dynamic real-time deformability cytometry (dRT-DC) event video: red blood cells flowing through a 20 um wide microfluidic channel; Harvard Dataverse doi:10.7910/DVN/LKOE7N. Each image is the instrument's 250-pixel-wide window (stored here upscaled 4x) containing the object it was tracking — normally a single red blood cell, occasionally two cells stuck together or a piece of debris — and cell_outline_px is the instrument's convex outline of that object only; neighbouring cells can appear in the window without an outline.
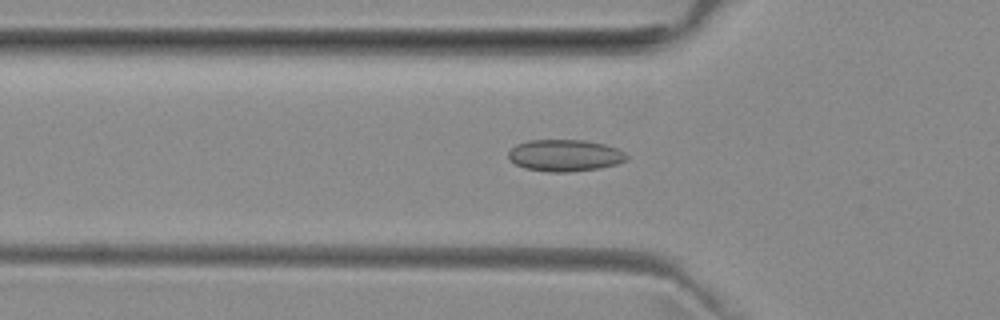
{"species": "common noctule bat (a hibernating species)", "species_latin": "Nyctalus noctula", "temperature_condition": "room temperature", "stored_images_in_passage": 52, "camera_frame_rate_fps": 3000, "um_per_image_px": 0.085, "animal": {"sex": "female", "body_mass_g": 29.2, "forearm_length_mm": 56.3}, "frame": {"image": 1, "passage_image": 17, "time_ms": 5.333, "image_size_px": [1000, 320], "cell_outline_px": [[628, 160], [616, 164], [600, 168], [568, 172], [548, 172], [524, 168], [508, 160], [508, 152], [516, 144], [528, 140], [584, 140], [604, 144], [616, 148], [624, 152], [628, 156]], "centroid_in_image_um": [48.0, 13.21], "position_along_channel_um": 77.8, "area_um2": 22.02}}
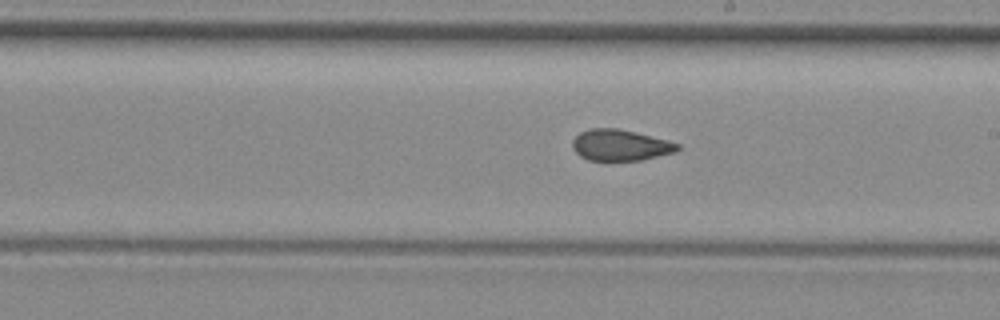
{"frame": {"image": 2, "passage_image": 29, "time_ms": 9.333, "image_size_px": [1000, 320], "cell_outline_px": [[680, 148], [676, 152], [644, 160], [588, 160], [580, 156], [572, 148], [572, 140], [580, 132], [588, 128], [616, 128], [668, 140], [680, 144]], "centroid_in_image_um": [52.73, 12.34], "position_along_channel_um": 236.3, "area_um2": 19.13}}
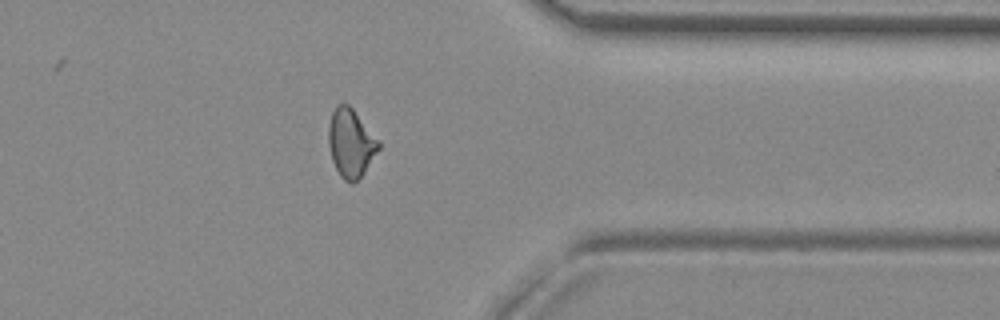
{"frame": {"image": 3, "passage_image": 41, "time_ms": 13.333, "image_size_px": [1000, 320], "cell_outline_px": [[380, 148], [364, 172], [352, 184], [344, 180], [340, 176], [332, 160], [328, 144], [328, 124], [332, 112], [336, 104], [348, 104], [352, 108], [380, 140]], "centroid_in_image_um": [29.81, 12.14], "position_along_channel_um": 381.6, "area_um2": 20.0}, "authors_computed_cell_mechanics": {"area_um2": 20.0855, "velocity_mm_per_s": 3.9481, "shape_relaxation_time_tau1_ms": null, "shape_relaxation_time_tau2_ms": 1.7907, "deformation_change_tau1": null, "deformation_change_tau2": 0.0711}}